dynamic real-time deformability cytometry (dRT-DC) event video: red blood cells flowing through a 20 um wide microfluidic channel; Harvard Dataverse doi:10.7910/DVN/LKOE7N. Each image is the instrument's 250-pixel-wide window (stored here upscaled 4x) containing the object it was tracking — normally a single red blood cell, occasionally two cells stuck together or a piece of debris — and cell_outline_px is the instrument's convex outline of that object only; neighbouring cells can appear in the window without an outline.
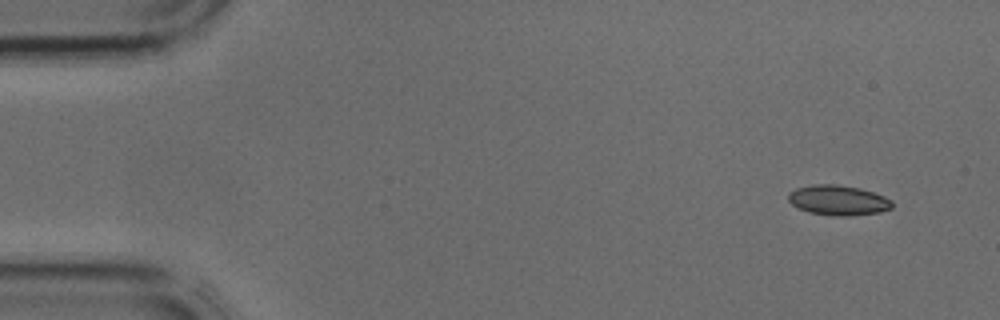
{"species": "common noctule bat (a hibernating species)", "species_latin": "Nyctalus noctula", "temperature_condition": "cold", "stored_images_in_passage": 3, "camera_frame_rate_fps": 3000, "um_per_image_px": 0.085, "animal": {"sex": "male", "body_mass_g": 17.9, "forearm_length_mm": 54.2}, "frame": {"image": 1, "passage_image": 1, "time_ms": 0.0, "image_size_px": [1000, 320], "cell_outline_px": [[892, 208], [880, 212], [848, 216], [836, 216], [808, 212], [792, 204], [788, 200], [788, 192], [796, 188], [812, 184], [836, 184], [860, 188], [884, 196], [892, 200]], "centroid_in_image_um": [71.24, 17.01], "position_along_channel_um": 13.8, "area_um2": 18.21}}